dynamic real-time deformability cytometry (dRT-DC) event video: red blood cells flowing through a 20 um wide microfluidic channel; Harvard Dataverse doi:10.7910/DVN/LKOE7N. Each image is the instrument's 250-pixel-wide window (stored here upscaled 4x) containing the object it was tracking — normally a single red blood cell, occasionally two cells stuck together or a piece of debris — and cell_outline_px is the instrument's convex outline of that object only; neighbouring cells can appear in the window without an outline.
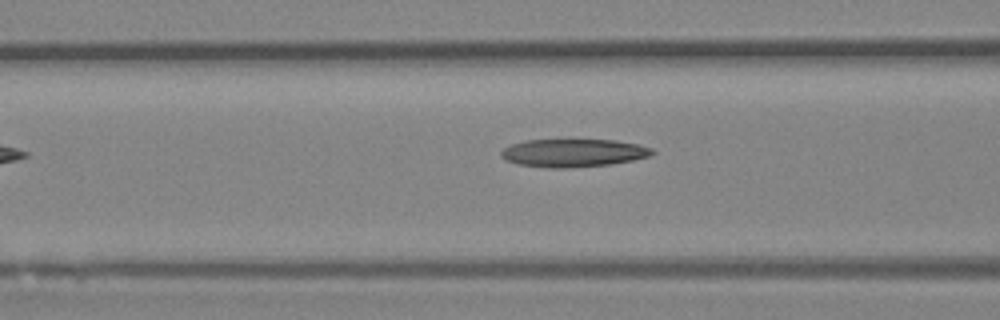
{"species": "Egyptian fruit bat (a non-hibernating species)", "species_latin": "Rousettus aegyptiacus", "temperature_condition": "room temperature", "stored_images_in_passage": 5, "camera_frame_rate_fps": 3000, "um_per_image_px": 0.085, "animal": {"sex": "female"}, "frame": {"image": 1, "passage_image": 3, "time_ms": 0.667, "image_size_px": [1000, 320], "cell_outline_px": [[656, 152], [648, 156], [632, 160], [612, 164], [568, 168], [548, 168], [516, 164], [500, 156], [500, 152], [504, 148], [512, 144], [524, 140], [616, 140], [640, 144], [652, 148]], "centroid_in_image_um": [48.74, 13.0], "position_along_channel_um": 117.9, "area_um2": 24.74}}